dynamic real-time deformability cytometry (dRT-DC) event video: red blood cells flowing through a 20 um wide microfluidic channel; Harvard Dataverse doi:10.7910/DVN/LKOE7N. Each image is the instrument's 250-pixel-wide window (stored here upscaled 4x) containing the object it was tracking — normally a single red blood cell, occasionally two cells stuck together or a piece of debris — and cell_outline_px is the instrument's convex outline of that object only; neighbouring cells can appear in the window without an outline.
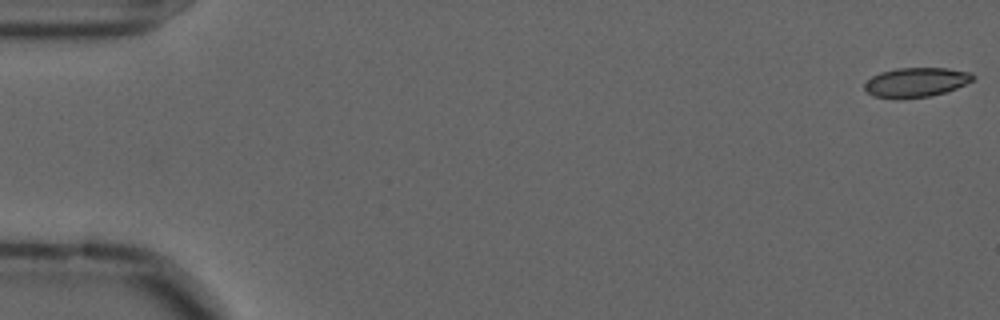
{"species": "common noctule bat (a hibernating species)", "species_latin": "Nyctalus noctula", "temperature_condition": "cold", "stored_images_in_passage": 14, "camera_frame_rate_fps": 3000, "um_per_image_px": 0.085, "animal": {"sex": "male", "forearm_length_mm": 52.5}, "frame": {"image": 1, "passage_image": 1, "time_ms": 0.0, "image_size_px": [1000, 320], "cell_outline_px": [[976, 76], [972, 80], [956, 88], [944, 92], [928, 96], [872, 96], [864, 88], [864, 84], [872, 76], [880, 72], [896, 68], [948, 68], [972, 72]], "centroid_in_image_um": [77.9, 6.94], "position_along_channel_um": 7.1, "area_um2": 17.98}}